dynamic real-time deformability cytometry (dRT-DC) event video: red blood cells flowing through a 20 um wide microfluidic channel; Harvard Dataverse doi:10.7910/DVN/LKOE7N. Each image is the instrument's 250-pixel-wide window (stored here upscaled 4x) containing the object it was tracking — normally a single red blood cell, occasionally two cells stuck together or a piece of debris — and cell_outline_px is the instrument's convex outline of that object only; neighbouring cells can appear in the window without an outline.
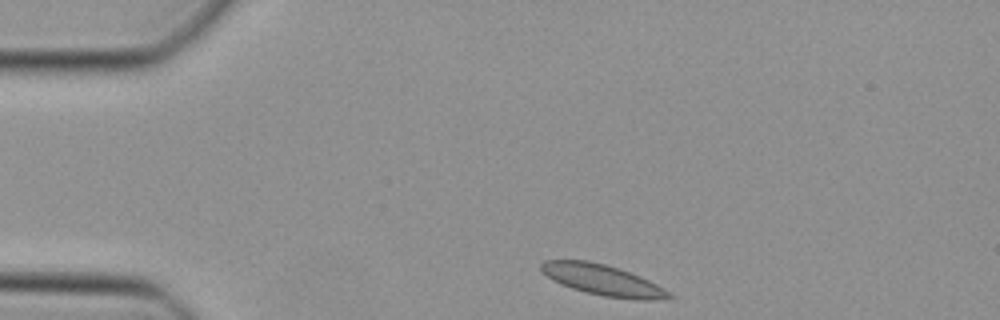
{"species": "Egyptian fruit bat (a non-hibernating species)", "species_latin": "Rousettus aegyptiacus", "temperature_condition": "cold", "stored_images_in_passage": 39, "camera_frame_rate_fps": 3000, "um_per_image_px": 0.085, "animal": {"sex": "female"}, "frame": {"image": 1, "passage_image": 1, "time_ms": 0.0, "image_size_px": [1000, 320], "cell_outline_px": [[676, 296], [652, 300], [636, 300], [604, 296], [572, 288], [560, 284], [552, 280], [540, 268], [540, 264], [544, 260], [588, 260], [604, 264], [640, 276], [672, 292]], "centroid_in_image_um": [51.24, 23.8], "position_along_channel_um": 33.8, "area_um2": 22.72}}
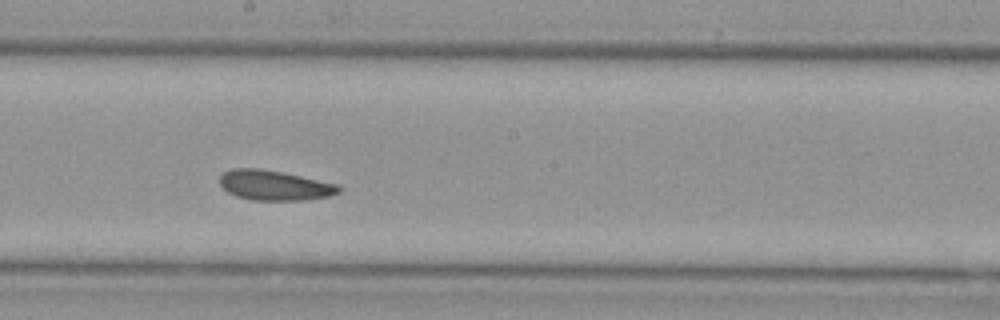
{"frame": {"image": 2, "passage_image": 18, "time_ms": 5.667, "image_size_px": [1000, 320], "cell_outline_px": [[344, 188], [340, 192], [328, 196], [304, 200], [248, 200], [236, 196], [228, 192], [220, 184], [220, 176], [224, 172], [232, 168], [256, 168], [280, 172], [340, 184]], "centroid_in_image_um": [23.35, 15.76], "position_along_channel_um": 224.8, "area_um2": 20.81}}
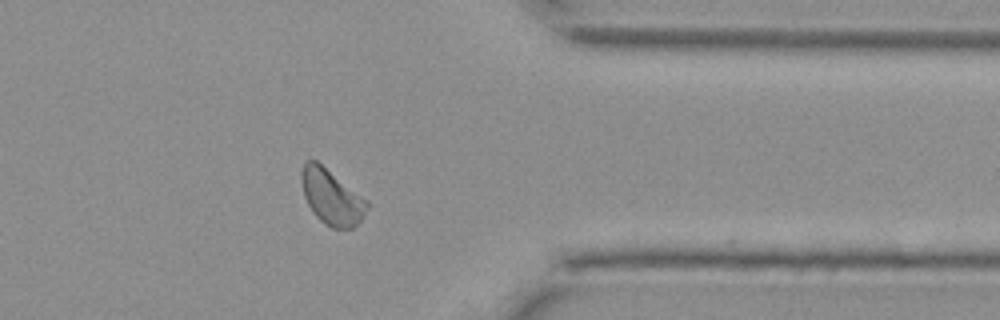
{"frame": {"image": 3, "passage_image": 30, "time_ms": 9.667, "image_size_px": [1000, 320], "cell_outline_px": [[368, 208], [360, 220], [352, 228], [332, 228], [324, 224], [312, 212], [304, 196], [300, 180], [300, 176], [304, 160], [316, 160], [368, 200]], "centroid_in_image_um": [28.16, 16.73], "position_along_channel_um": 383.2, "area_um2": 21.1}}